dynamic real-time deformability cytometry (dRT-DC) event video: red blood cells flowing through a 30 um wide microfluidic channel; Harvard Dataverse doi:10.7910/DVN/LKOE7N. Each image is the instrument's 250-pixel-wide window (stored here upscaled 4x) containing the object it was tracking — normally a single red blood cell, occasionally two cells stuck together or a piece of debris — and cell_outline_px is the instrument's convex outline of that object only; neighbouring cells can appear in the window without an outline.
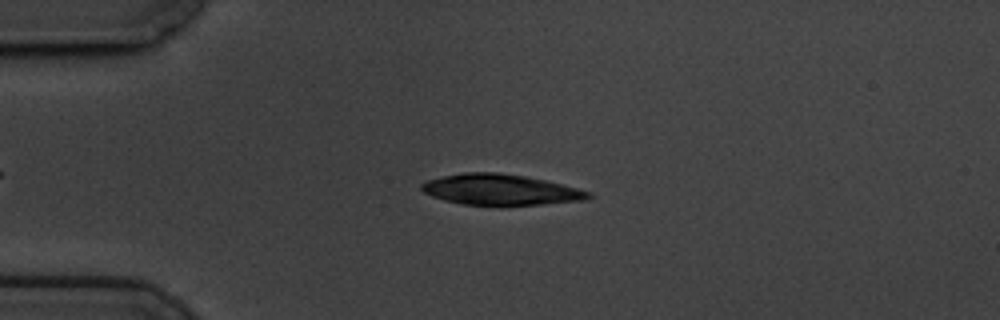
{"species": "common noctule bat (a hibernating species)", "species_latin": "Nyctalus noctula", "temperature_condition": "cold", "stored_images_in_passage": 52, "camera_frame_rate_fps": 3000, "um_per_image_px": 0.085, "animal": {"sex": "male", "body_mass_g": 19.5, "forearm_length_mm": 54.6}, "frame": {"image": 1, "passage_image": 13, "time_ms": 4.0, "image_size_px": [1000, 320], "cell_outline_px": [[592, 196], [588, 200], [504, 208], [500, 208], [464, 204], [444, 200], [432, 196], [424, 192], [420, 188], [420, 184], [428, 180], [444, 176], [464, 172], [496, 172], [524, 176], [544, 180], [592, 192]], "centroid_in_image_um": [42.56, 16.17], "position_along_channel_um": 42.4, "area_um2": 30.75}}